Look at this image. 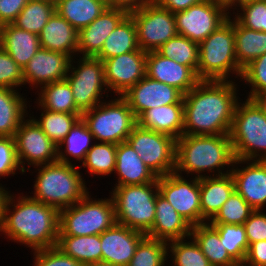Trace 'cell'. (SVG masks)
<instances>
[{
  "mask_svg": "<svg viewBox=\"0 0 266 266\" xmlns=\"http://www.w3.org/2000/svg\"><path fill=\"white\" fill-rule=\"evenodd\" d=\"M233 80H201L183 96V135L229 134L238 98Z\"/></svg>",
  "mask_w": 266,
  "mask_h": 266,
  "instance_id": "cell-1",
  "label": "cell"
},
{
  "mask_svg": "<svg viewBox=\"0 0 266 266\" xmlns=\"http://www.w3.org/2000/svg\"><path fill=\"white\" fill-rule=\"evenodd\" d=\"M21 194L16 198L9 193L0 232L12 242L30 247L32 252L55 247L59 235V211L29 195Z\"/></svg>",
  "mask_w": 266,
  "mask_h": 266,
  "instance_id": "cell-2",
  "label": "cell"
},
{
  "mask_svg": "<svg viewBox=\"0 0 266 266\" xmlns=\"http://www.w3.org/2000/svg\"><path fill=\"white\" fill-rule=\"evenodd\" d=\"M234 160L229 134L182 135L176 139L177 174L182 175L184 171L187 175L196 173L194 176L196 178L209 176L204 174L206 171V173L211 172L210 176L213 173L212 176L226 175L231 173Z\"/></svg>",
  "mask_w": 266,
  "mask_h": 266,
  "instance_id": "cell-3",
  "label": "cell"
},
{
  "mask_svg": "<svg viewBox=\"0 0 266 266\" xmlns=\"http://www.w3.org/2000/svg\"><path fill=\"white\" fill-rule=\"evenodd\" d=\"M33 199L58 211L80 201L89 191L79 166L62 162L36 166Z\"/></svg>",
  "mask_w": 266,
  "mask_h": 266,
  "instance_id": "cell-4",
  "label": "cell"
},
{
  "mask_svg": "<svg viewBox=\"0 0 266 266\" xmlns=\"http://www.w3.org/2000/svg\"><path fill=\"white\" fill-rule=\"evenodd\" d=\"M236 59L234 19L228 20L199 44L197 75L200 80L228 81L242 76Z\"/></svg>",
  "mask_w": 266,
  "mask_h": 266,
  "instance_id": "cell-5",
  "label": "cell"
},
{
  "mask_svg": "<svg viewBox=\"0 0 266 266\" xmlns=\"http://www.w3.org/2000/svg\"><path fill=\"white\" fill-rule=\"evenodd\" d=\"M238 102L230 140L235 158L242 160H266V114L250 98Z\"/></svg>",
  "mask_w": 266,
  "mask_h": 266,
  "instance_id": "cell-6",
  "label": "cell"
},
{
  "mask_svg": "<svg viewBox=\"0 0 266 266\" xmlns=\"http://www.w3.org/2000/svg\"><path fill=\"white\" fill-rule=\"evenodd\" d=\"M110 193L116 223L146 235L154 223L158 183L113 187Z\"/></svg>",
  "mask_w": 266,
  "mask_h": 266,
  "instance_id": "cell-7",
  "label": "cell"
},
{
  "mask_svg": "<svg viewBox=\"0 0 266 266\" xmlns=\"http://www.w3.org/2000/svg\"><path fill=\"white\" fill-rule=\"evenodd\" d=\"M89 193L76 204L59 211V235H100L116 224L112 197L97 200Z\"/></svg>",
  "mask_w": 266,
  "mask_h": 266,
  "instance_id": "cell-8",
  "label": "cell"
},
{
  "mask_svg": "<svg viewBox=\"0 0 266 266\" xmlns=\"http://www.w3.org/2000/svg\"><path fill=\"white\" fill-rule=\"evenodd\" d=\"M103 101L82 113L81 118L95 140L115 145L125 142L137 125L134 113L122 96Z\"/></svg>",
  "mask_w": 266,
  "mask_h": 266,
  "instance_id": "cell-9",
  "label": "cell"
},
{
  "mask_svg": "<svg viewBox=\"0 0 266 266\" xmlns=\"http://www.w3.org/2000/svg\"><path fill=\"white\" fill-rule=\"evenodd\" d=\"M71 59L66 81L73 92V98L77 109L84 113L100 104L104 93L109 89L105 82L103 61L95 57H79ZM77 65H74L73 63ZM77 66V67H74ZM106 91V92H105Z\"/></svg>",
  "mask_w": 266,
  "mask_h": 266,
  "instance_id": "cell-10",
  "label": "cell"
},
{
  "mask_svg": "<svg viewBox=\"0 0 266 266\" xmlns=\"http://www.w3.org/2000/svg\"><path fill=\"white\" fill-rule=\"evenodd\" d=\"M126 141L157 177L175 172L176 139L171 135L137 124Z\"/></svg>",
  "mask_w": 266,
  "mask_h": 266,
  "instance_id": "cell-11",
  "label": "cell"
},
{
  "mask_svg": "<svg viewBox=\"0 0 266 266\" xmlns=\"http://www.w3.org/2000/svg\"><path fill=\"white\" fill-rule=\"evenodd\" d=\"M137 31L139 48L145 52L156 51L169 39L178 35L174 13L154 2L129 13Z\"/></svg>",
  "mask_w": 266,
  "mask_h": 266,
  "instance_id": "cell-12",
  "label": "cell"
},
{
  "mask_svg": "<svg viewBox=\"0 0 266 266\" xmlns=\"http://www.w3.org/2000/svg\"><path fill=\"white\" fill-rule=\"evenodd\" d=\"M214 0H202L188 9L174 13L178 35L200 44L224 24L231 12Z\"/></svg>",
  "mask_w": 266,
  "mask_h": 266,
  "instance_id": "cell-13",
  "label": "cell"
},
{
  "mask_svg": "<svg viewBox=\"0 0 266 266\" xmlns=\"http://www.w3.org/2000/svg\"><path fill=\"white\" fill-rule=\"evenodd\" d=\"M192 179V180H191ZM159 194L192 226L201 224L199 178L190 181L176 172L158 177Z\"/></svg>",
  "mask_w": 266,
  "mask_h": 266,
  "instance_id": "cell-14",
  "label": "cell"
},
{
  "mask_svg": "<svg viewBox=\"0 0 266 266\" xmlns=\"http://www.w3.org/2000/svg\"><path fill=\"white\" fill-rule=\"evenodd\" d=\"M17 129L14 139L18 161L23 172L28 166H40L57 161V147L29 115ZM27 161V162H26Z\"/></svg>",
  "mask_w": 266,
  "mask_h": 266,
  "instance_id": "cell-15",
  "label": "cell"
},
{
  "mask_svg": "<svg viewBox=\"0 0 266 266\" xmlns=\"http://www.w3.org/2000/svg\"><path fill=\"white\" fill-rule=\"evenodd\" d=\"M147 52L139 49L103 60L109 91L122 96L146 76Z\"/></svg>",
  "mask_w": 266,
  "mask_h": 266,
  "instance_id": "cell-16",
  "label": "cell"
},
{
  "mask_svg": "<svg viewBox=\"0 0 266 266\" xmlns=\"http://www.w3.org/2000/svg\"><path fill=\"white\" fill-rule=\"evenodd\" d=\"M183 94L175 87L145 76L122 97L138 119L145 111L157 106L183 104Z\"/></svg>",
  "mask_w": 266,
  "mask_h": 266,
  "instance_id": "cell-17",
  "label": "cell"
},
{
  "mask_svg": "<svg viewBox=\"0 0 266 266\" xmlns=\"http://www.w3.org/2000/svg\"><path fill=\"white\" fill-rule=\"evenodd\" d=\"M240 164H243V167ZM231 174L235 182V190L242 198L254 210H264L263 207H266V160L235 158Z\"/></svg>",
  "mask_w": 266,
  "mask_h": 266,
  "instance_id": "cell-18",
  "label": "cell"
},
{
  "mask_svg": "<svg viewBox=\"0 0 266 266\" xmlns=\"http://www.w3.org/2000/svg\"><path fill=\"white\" fill-rule=\"evenodd\" d=\"M71 57L57 51L41 48L22 69L24 86L32 88L66 79ZM34 86V87H33Z\"/></svg>",
  "mask_w": 266,
  "mask_h": 266,
  "instance_id": "cell-19",
  "label": "cell"
},
{
  "mask_svg": "<svg viewBox=\"0 0 266 266\" xmlns=\"http://www.w3.org/2000/svg\"><path fill=\"white\" fill-rule=\"evenodd\" d=\"M145 237L146 235L140 231L116 223L100 234L101 261L114 266H127L138 244Z\"/></svg>",
  "mask_w": 266,
  "mask_h": 266,
  "instance_id": "cell-20",
  "label": "cell"
},
{
  "mask_svg": "<svg viewBox=\"0 0 266 266\" xmlns=\"http://www.w3.org/2000/svg\"><path fill=\"white\" fill-rule=\"evenodd\" d=\"M146 76L177 88L183 95L201 81L192 68L164 57L156 51L147 52Z\"/></svg>",
  "mask_w": 266,
  "mask_h": 266,
  "instance_id": "cell-21",
  "label": "cell"
},
{
  "mask_svg": "<svg viewBox=\"0 0 266 266\" xmlns=\"http://www.w3.org/2000/svg\"><path fill=\"white\" fill-rule=\"evenodd\" d=\"M127 15L124 10L107 7L91 24L78 31V54L95 57L106 38Z\"/></svg>",
  "mask_w": 266,
  "mask_h": 266,
  "instance_id": "cell-22",
  "label": "cell"
},
{
  "mask_svg": "<svg viewBox=\"0 0 266 266\" xmlns=\"http://www.w3.org/2000/svg\"><path fill=\"white\" fill-rule=\"evenodd\" d=\"M155 210L153 227L146 234L147 237L170 242L191 236L192 225L159 193Z\"/></svg>",
  "mask_w": 266,
  "mask_h": 266,
  "instance_id": "cell-23",
  "label": "cell"
},
{
  "mask_svg": "<svg viewBox=\"0 0 266 266\" xmlns=\"http://www.w3.org/2000/svg\"><path fill=\"white\" fill-rule=\"evenodd\" d=\"M201 224L210 222L235 191L231 173L199 178Z\"/></svg>",
  "mask_w": 266,
  "mask_h": 266,
  "instance_id": "cell-24",
  "label": "cell"
},
{
  "mask_svg": "<svg viewBox=\"0 0 266 266\" xmlns=\"http://www.w3.org/2000/svg\"><path fill=\"white\" fill-rule=\"evenodd\" d=\"M114 173L118 176L115 187L158 182V177L144 164L127 141L117 144Z\"/></svg>",
  "mask_w": 266,
  "mask_h": 266,
  "instance_id": "cell-25",
  "label": "cell"
},
{
  "mask_svg": "<svg viewBox=\"0 0 266 266\" xmlns=\"http://www.w3.org/2000/svg\"><path fill=\"white\" fill-rule=\"evenodd\" d=\"M41 48L62 52L75 58L78 55V31L56 11L39 34Z\"/></svg>",
  "mask_w": 266,
  "mask_h": 266,
  "instance_id": "cell-26",
  "label": "cell"
},
{
  "mask_svg": "<svg viewBox=\"0 0 266 266\" xmlns=\"http://www.w3.org/2000/svg\"><path fill=\"white\" fill-rule=\"evenodd\" d=\"M0 46L22 69L41 47L39 35L13 23L0 26Z\"/></svg>",
  "mask_w": 266,
  "mask_h": 266,
  "instance_id": "cell-27",
  "label": "cell"
},
{
  "mask_svg": "<svg viewBox=\"0 0 266 266\" xmlns=\"http://www.w3.org/2000/svg\"><path fill=\"white\" fill-rule=\"evenodd\" d=\"M137 124L142 128L178 139L183 135L184 105L171 104L149 109L137 119Z\"/></svg>",
  "mask_w": 266,
  "mask_h": 266,
  "instance_id": "cell-28",
  "label": "cell"
},
{
  "mask_svg": "<svg viewBox=\"0 0 266 266\" xmlns=\"http://www.w3.org/2000/svg\"><path fill=\"white\" fill-rule=\"evenodd\" d=\"M18 91L0 87V136L14 137L20 123L28 116L27 98Z\"/></svg>",
  "mask_w": 266,
  "mask_h": 266,
  "instance_id": "cell-29",
  "label": "cell"
},
{
  "mask_svg": "<svg viewBox=\"0 0 266 266\" xmlns=\"http://www.w3.org/2000/svg\"><path fill=\"white\" fill-rule=\"evenodd\" d=\"M107 7L104 0H55V11L77 31L91 24Z\"/></svg>",
  "mask_w": 266,
  "mask_h": 266,
  "instance_id": "cell-30",
  "label": "cell"
},
{
  "mask_svg": "<svg viewBox=\"0 0 266 266\" xmlns=\"http://www.w3.org/2000/svg\"><path fill=\"white\" fill-rule=\"evenodd\" d=\"M139 49L136 26L128 14L106 38L95 58L103 61Z\"/></svg>",
  "mask_w": 266,
  "mask_h": 266,
  "instance_id": "cell-31",
  "label": "cell"
},
{
  "mask_svg": "<svg viewBox=\"0 0 266 266\" xmlns=\"http://www.w3.org/2000/svg\"><path fill=\"white\" fill-rule=\"evenodd\" d=\"M234 38L236 59L242 70L252 61L266 53V32L246 28L235 18Z\"/></svg>",
  "mask_w": 266,
  "mask_h": 266,
  "instance_id": "cell-32",
  "label": "cell"
},
{
  "mask_svg": "<svg viewBox=\"0 0 266 266\" xmlns=\"http://www.w3.org/2000/svg\"><path fill=\"white\" fill-rule=\"evenodd\" d=\"M56 246L65 255L77 260L83 266L101 262L102 251L100 235H58Z\"/></svg>",
  "mask_w": 266,
  "mask_h": 266,
  "instance_id": "cell-33",
  "label": "cell"
},
{
  "mask_svg": "<svg viewBox=\"0 0 266 266\" xmlns=\"http://www.w3.org/2000/svg\"><path fill=\"white\" fill-rule=\"evenodd\" d=\"M94 136L89 131L86 123L80 118L71 128L65 139L57 146V161L73 164L71 157L76 161L83 162L87 152L92 148ZM64 150H63V148ZM63 150V151H62ZM70 158H69V157Z\"/></svg>",
  "mask_w": 266,
  "mask_h": 266,
  "instance_id": "cell-34",
  "label": "cell"
},
{
  "mask_svg": "<svg viewBox=\"0 0 266 266\" xmlns=\"http://www.w3.org/2000/svg\"><path fill=\"white\" fill-rule=\"evenodd\" d=\"M191 237L211 266H229L234 262L222 245L218 231L209 222L192 226Z\"/></svg>",
  "mask_w": 266,
  "mask_h": 266,
  "instance_id": "cell-35",
  "label": "cell"
},
{
  "mask_svg": "<svg viewBox=\"0 0 266 266\" xmlns=\"http://www.w3.org/2000/svg\"><path fill=\"white\" fill-rule=\"evenodd\" d=\"M38 99L35 103L41 108L53 112L81 113L73 98V92L66 80L49 83L41 86Z\"/></svg>",
  "mask_w": 266,
  "mask_h": 266,
  "instance_id": "cell-36",
  "label": "cell"
},
{
  "mask_svg": "<svg viewBox=\"0 0 266 266\" xmlns=\"http://www.w3.org/2000/svg\"><path fill=\"white\" fill-rule=\"evenodd\" d=\"M40 108L41 115L38 119L31 117L40 126L42 131L56 145V147L65 139L71 128L81 118L82 113H63L53 112L47 109Z\"/></svg>",
  "mask_w": 266,
  "mask_h": 266,
  "instance_id": "cell-37",
  "label": "cell"
},
{
  "mask_svg": "<svg viewBox=\"0 0 266 266\" xmlns=\"http://www.w3.org/2000/svg\"><path fill=\"white\" fill-rule=\"evenodd\" d=\"M55 12V0H29L13 24L39 35Z\"/></svg>",
  "mask_w": 266,
  "mask_h": 266,
  "instance_id": "cell-38",
  "label": "cell"
},
{
  "mask_svg": "<svg viewBox=\"0 0 266 266\" xmlns=\"http://www.w3.org/2000/svg\"><path fill=\"white\" fill-rule=\"evenodd\" d=\"M156 52L173 59L179 64L192 68L197 73L199 63V44L187 37L177 35L161 45Z\"/></svg>",
  "mask_w": 266,
  "mask_h": 266,
  "instance_id": "cell-39",
  "label": "cell"
},
{
  "mask_svg": "<svg viewBox=\"0 0 266 266\" xmlns=\"http://www.w3.org/2000/svg\"><path fill=\"white\" fill-rule=\"evenodd\" d=\"M92 148L87 152L82 166L87 168L93 176L110 175L115 170L117 145L104 142H93Z\"/></svg>",
  "mask_w": 266,
  "mask_h": 266,
  "instance_id": "cell-40",
  "label": "cell"
},
{
  "mask_svg": "<svg viewBox=\"0 0 266 266\" xmlns=\"http://www.w3.org/2000/svg\"><path fill=\"white\" fill-rule=\"evenodd\" d=\"M189 239L190 241L184 238L168 242L171 266H211L195 240L191 236Z\"/></svg>",
  "mask_w": 266,
  "mask_h": 266,
  "instance_id": "cell-41",
  "label": "cell"
},
{
  "mask_svg": "<svg viewBox=\"0 0 266 266\" xmlns=\"http://www.w3.org/2000/svg\"><path fill=\"white\" fill-rule=\"evenodd\" d=\"M219 233L220 241L234 261L245 260L249 243L244 224H211Z\"/></svg>",
  "mask_w": 266,
  "mask_h": 266,
  "instance_id": "cell-42",
  "label": "cell"
},
{
  "mask_svg": "<svg viewBox=\"0 0 266 266\" xmlns=\"http://www.w3.org/2000/svg\"><path fill=\"white\" fill-rule=\"evenodd\" d=\"M168 242L145 237L137 246L135 254L127 266H165Z\"/></svg>",
  "mask_w": 266,
  "mask_h": 266,
  "instance_id": "cell-43",
  "label": "cell"
},
{
  "mask_svg": "<svg viewBox=\"0 0 266 266\" xmlns=\"http://www.w3.org/2000/svg\"><path fill=\"white\" fill-rule=\"evenodd\" d=\"M254 209L235 190L210 224H244Z\"/></svg>",
  "mask_w": 266,
  "mask_h": 266,
  "instance_id": "cell-44",
  "label": "cell"
},
{
  "mask_svg": "<svg viewBox=\"0 0 266 266\" xmlns=\"http://www.w3.org/2000/svg\"><path fill=\"white\" fill-rule=\"evenodd\" d=\"M237 8L239 10H237V14L234 11L232 14H235L233 17L242 26L266 32V1L245 2L238 5Z\"/></svg>",
  "mask_w": 266,
  "mask_h": 266,
  "instance_id": "cell-45",
  "label": "cell"
},
{
  "mask_svg": "<svg viewBox=\"0 0 266 266\" xmlns=\"http://www.w3.org/2000/svg\"><path fill=\"white\" fill-rule=\"evenodd\" d=\"M241 80L251 86L247 98L253 99L258 93L266 92V53L243 69Z\"/></svg>",
  "mask_w": 266,
  "mask_h": 266,
  "instance_id": "cell-46",
  "label": "cell"
},
{
  "mask_svg": "<svg viewBox=\"0 0 266 266\" xmlns=\"http://www.w3.org/2000/svg\"><path fill=\"white\" fill-rule=\"evenodd\" d=\"M24 85L22 68L0 46V87L17 90Z\"/></svg>",
  "mask_w": 266,
  "mask_h": 266,
  "instance_id": "cell-47",
  "label": "cell"
},
{
  "mask_svg": "<svg viewBox=\"0 0 266 266\" xmlns=\"http://www.w3.org/2000/svg\"><path fill=\"white\" fill-rule=\"evenodd\" d=\"M19 170L24 172L17 157L14 137L0 136V177L15 175Z\"/></svg>",
  "mask_w": 266,
  "mask_h": 266,
  "instance_id": "cell-48",
  "label": "cell"
},
{
  "mask_svg": "<svg viewBox=\"0 0 266 266\" xmlns=\"http://www.w3.org/2000/svg\"><path fill=\"white\" fill-rule=\"evenodd\" d=\"M34 266H83L72 257L65 255L57 246L33 251Z\"/></svg>",
  "mask_w": 266,
  "mask_h": 266,
  "instance_id": "cell-49",
  "label": "cell"
},
{
  "mask_svg": "<svg viewBox=\"0 0 266 266\" xmlns=\"http://www.w3.org/2000/svg\"><path fill=\"white\" fill-rule=\"evenodd\" d=\"M249 245L266 240V214L262 210H254L244 222Z\"/></svg>",
  "mask_w": 266,
  "mask_h": 266,
  "instance_id": "cell-50",
  "label": "cell"
},
{
  "mask_svg": "<svg viewBox=\"0 0 266 266\" xmlns=\"http://www.w3.org/2000/svg\"><path fill=\"white\" fill-rule=\"evenodd\" d=\"M29 0H0V26L13 23Z\"/></svg>",
  "mask_w": 266,
  "mask_h": 266,
  "instance_id": "cell-51",
  "label": "cell"
},
{
  "mask_svg": "<svg viewBox=\"0 0 266 266\" xmlns=\"http://www.w3.org/2000/svg\"><path fill=\"white\" fill-rule=\"evenodd\" d=\"M245 260L255 266H266V240L251 243Z\"/></svg>",
  "mask_w": 266,
  "mask_h": 266,
  "instance_id": "cell-52",
  "label": "cell"
},
{
  "mask_svg": "<svg viewBox=\"0 0 266 266\" xmlns=\"http://www.w3.org/2000/svg\"><path fill=\"white\" fill-rule=\"evenodd\" d=\"M202 0H153V2L162 8H165L172 13L183 11L190 6L201 2Z\"/></svg>",
  "mask_w": 266,
  "mask_h": 266,
  "instance_id": "cell-53",
  "label": "cell"
},
{
  "mask_svg": "<svg viewBox=\"0 0 266 266\" xmlns=\"http://www.w3.org/2000/svg\"><path fill=\"white\" fill-rule=\"evenodd\" d=\"M153 2V0H111L108 3V7L121 9L126 11L128 14L139 10L144 5Z\"/></svg>",
  "mask_w": 266,
  "mask_h": 266,
  "instance_id": "cell-54",
  "label": "cell"
},
{
  "mask_svg": "<svg viewBox=\"0 0 266 266\" xmlns=\"http://www.w3.org/2000/svg\"><path fill=\"white\" fill-rule=\"evenodd\" d=\"M219 5L223 6L229 11H232L231 9H234L233 11L237 10V6L241 3H245V0H214ZM234 7V8H233Z\"/></svg>",
  "mask_w": 266,
  "mask_h": 266,
  "instance_id": "cell-55",
  "label": "cell"
},
{
  "mask_svg": "<svg viewBox=\"0 0 266 266\" xmlns=\"http://www.w3.org/2000/svg\"><path fill=\"white\" fill-rule=\"evenodd\" d=\"M6 189L8 190V188H4V186L0 184V222L3 216V211H4L6 200L10 193V191H7Z\"/></svg>",
  "mask_w": 266,
  "mask_h": 266,
  "instance_id": "cell-56",
  "label": "cell"
},
{
  "mask_svg": "<svg viewBox=\"0 0 266 266\" xmlns=\"http://www.w3.org/2000/svg\"><path fill=\"white\" fill-rule=\"evenodd\" d=\"M253 100L257 103V105L262 109V111L266 114V92L258 93Z\"/></svg>",
  "mask_w": 266,
  "mask_h": 266,
  "instance_id": "cell-57",
  "label": "cell"
},
{
  "mask_svg": "<svg viewBox=\"0 0 266 266\" xmlns=\"http://www.w3.org/2000/svg\"><path fill=\"white\" fill-rule=\"evenodd\" d=\"M229 266H255V265L247 262L246 260H241V261H234Z\"/></svg>",
  "mask_w": 266,
  "mask_h": 266,
  "instance_id": "cell-58",
  "label": "cell"
},
{
  "mask_svg": "<svg viewBox=\"0 0 266 266\" xmlns=\"http://www.w3.org/2000/svg\"><path fill=\"white\" fill-rule=\"evenodd\" d=\"M85 266H114V265L101 261V262H97V263H93V264H89Z\"/></svg>",
  "mask_w": 266,
  "mask_h": 266,
  "instance_id": "cell-59",
  "label": "cell"
},
{
  "mask_svg": "<svg viewBox=\"0 0 266 266\" xmlns=\"http://www.w3.org/2000/svg\"><path fill=\"white\" fill-rule=\"evenodd\" d=\"M253 1H266V0H245V2H253Z\"/></svg>",
  "mask_w": 266,
  "mask_h": 266,
  "instance_id": "cell-60",
  "label": "cell"
},
{
  "mask_svg": "<svg viewBox=\"0 0 266 266\" xmlns=\"http://www.w3.org/2000/svg\"><path fill=\"white\" fill-rule=\"evenodd\" d=\"M107 4L111 1V0H104Z\"/></svg>",
  "mask_w": 266,
  "mask_h": 266,
  "instance_id": "cell-61",
  "label": "cell"
}]
</instances>
